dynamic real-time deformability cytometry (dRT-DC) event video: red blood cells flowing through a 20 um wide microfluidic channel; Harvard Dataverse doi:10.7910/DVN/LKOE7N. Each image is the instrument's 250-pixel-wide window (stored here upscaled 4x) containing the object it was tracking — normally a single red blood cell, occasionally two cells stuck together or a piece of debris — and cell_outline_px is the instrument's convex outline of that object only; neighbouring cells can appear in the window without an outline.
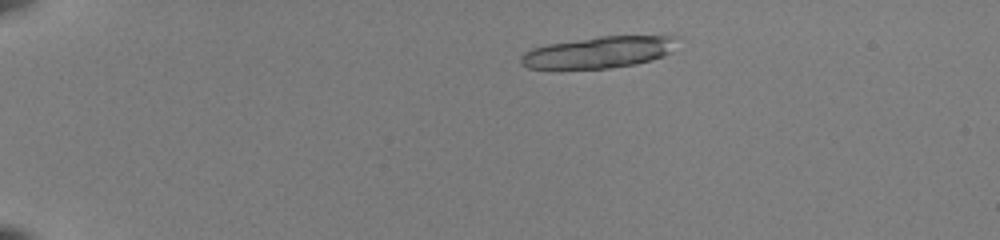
{"species": "common noctule bat (a hibernating species)", "species_latin": "Nyctalus noctula", "temperature_condition": "room temperature", "stored_images_in_passage": 16, "camera_frame_rate_fps": 3000, "um_per_image_px": 0.085, "animal": {"sex": "female", "body_mass_g": 22.0, "forearm_length_mm": 56.7}, "frame": {"image": 1, "passage_image": 2, "time_ms": 0.333, "image_size_px": [1000, 240], "cell_outline_px": [[680, 36], [668, 52], [652, 60], [636, 64], [608, 68], [528, 68], [520, 64], [520, 56], [524, 52], [532, 48], [548, 44], [600, 36]], "centroid_in_image_um": [50.84, 4.44], "position_along_channel_um": 34.2, "area_um2": 28.32}}